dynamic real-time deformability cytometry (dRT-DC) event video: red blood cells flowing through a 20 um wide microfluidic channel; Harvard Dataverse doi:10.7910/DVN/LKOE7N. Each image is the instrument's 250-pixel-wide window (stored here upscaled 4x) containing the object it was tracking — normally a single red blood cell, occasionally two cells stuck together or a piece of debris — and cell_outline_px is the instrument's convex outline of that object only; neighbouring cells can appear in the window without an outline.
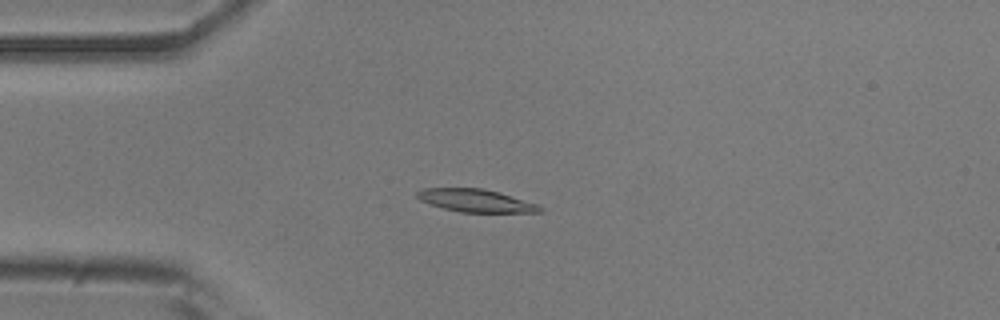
{"species": "common noctule bat (a hibernating species)", "species_latin": "Nyctalus noctula", "temperature_condition": "room temperature", "stored_images_in_passage": 46, "camera_frame_rate_fps": 3000, "um_per_image_px": 0.085, "animal": {"sex": "male", "body_mass_g": 20.5, "forearm_length_mm": 52.5}, "frame": {"image": 1, "passage_image": 6, "time_ms": 1.667, "image_size_px": [1000, 320], "cell_outline_px": [[544, 212], [460, 212], [444, 208], [420, 200], [416, 196], [416, 192], [424, 188], [480, 188], [500, 192], [536, 204], [544, 208]], "centroid_in_image_um": [40.45, 17.05], "position_along_channel_um": 44.5, "area_um2": 16.13}}
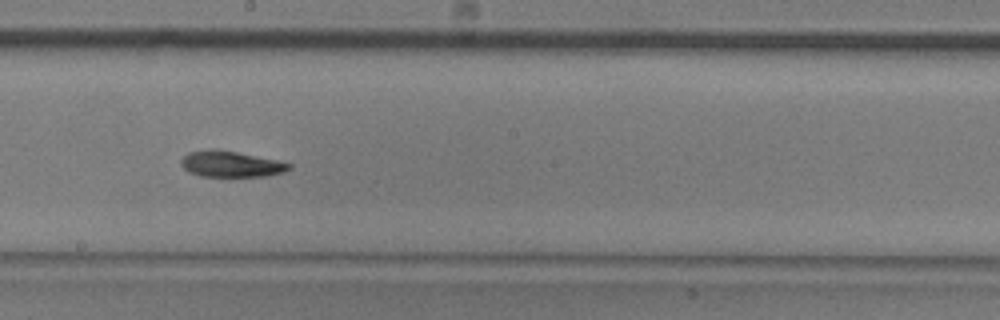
{"frame": {"image": 2, "passage_image": 22, "time_ms": 7.0, "image_size_px": [1000, 320], "cell_outline_px": [[292, 168], [284, 172], [268, 176], [200, 176], [188, 172], [180, 164], [180, 160], [188, 152], [236, 152], [276, 160], [292, 164]], "centroid_in_image_um": [19.68, 13.99], "position_along_channel_um": 228.5, "area_um2": 15.66}}
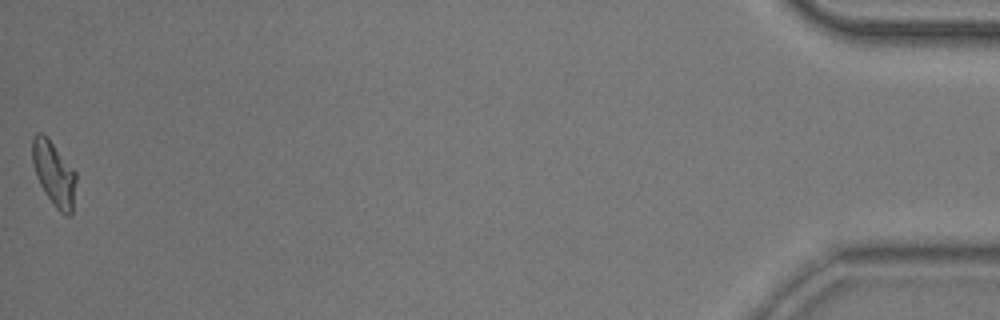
{"frame": {"image": 3, "passage_image": 46, "time_ms": 15.0, "image_size_px": [1000, 320], "cell_outline_px": [[76, 180], [72, 212], [68, 216], [64, 216], [56, 208], [44, 192], [36, 176], [32, 160], [32, 136], [36, 132], [40, 132], [48, 136], [76, 172]], "centroid_in_image_um": [4.57, 14.72], "position_along_channel_um": 430.6, "area_um2": 16.59}, "authors_computed_cell_mechanics": {"area_um2": 16.5597, "velocity_mm_per_s": 3.761, "shape_relaxation_time_tau1_ms": 7.281, "shape_relaxation_time_tau2_ms": 5.395, "deformation_change_tau1": 0.1776, "deformation_change_tau2": 0.1103}}